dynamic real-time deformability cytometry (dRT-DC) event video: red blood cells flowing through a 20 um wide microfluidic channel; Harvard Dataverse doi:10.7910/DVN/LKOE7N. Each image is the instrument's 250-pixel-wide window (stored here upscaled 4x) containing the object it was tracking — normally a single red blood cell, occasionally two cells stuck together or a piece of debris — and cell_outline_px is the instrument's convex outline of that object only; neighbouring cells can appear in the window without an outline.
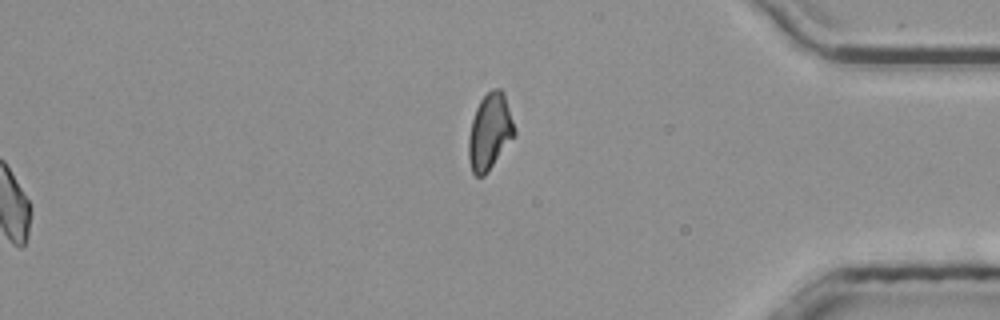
{"species": "common noctule bat (a hibernating species)", "species_latin": "Nyctalus noctula", "temperature_condition": "room temperature", "stored_images_in_passage": 41, "segment_of_instrument_passage": [2, 2], "camera_frame_rate_fps": 3000, "um_per_image_px": 0.085, "animal": {"sex": "male", "body_mass_g": 20.4}, "frame": {"image": 1, "passage_image": 41, "time_ms": 13.333, "image_size_px": [1000, 320], "cell_outline_px": [[516, 136], [488, 172], [484, 176], [476, 176], [472, 172], [468, 160], [468, 136], [472, 120], [476, 108], [480, 100], [492, 88], [500, 88], [504, 92], [516, 132]], "centroid_in_image_um": [41.63, 11.22], "position_along_channel_um": 393.6, "area_um2": 20.63}}